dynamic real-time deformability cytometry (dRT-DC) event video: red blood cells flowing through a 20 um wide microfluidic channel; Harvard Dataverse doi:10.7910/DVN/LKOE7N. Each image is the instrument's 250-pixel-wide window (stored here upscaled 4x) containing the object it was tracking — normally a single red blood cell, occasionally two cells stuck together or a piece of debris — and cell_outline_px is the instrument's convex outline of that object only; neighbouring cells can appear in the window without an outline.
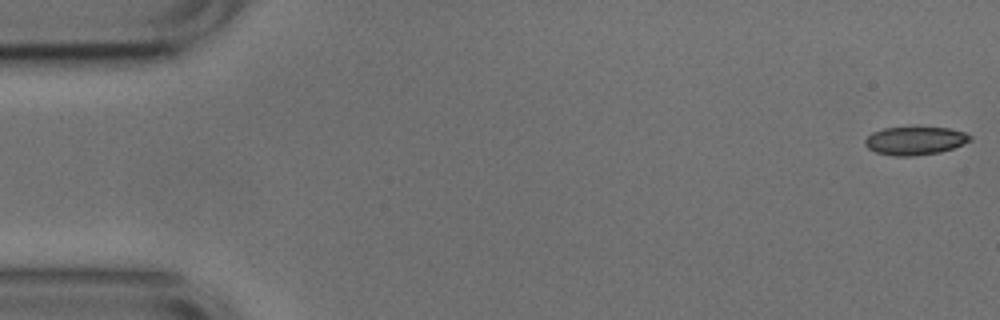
{"species": "common noctule bat (a hibernating species)", "species_latin": "Nyctalus noctula", "temperature_condition": "cold", "stored_images_in_passage": 31, "camera_frame_rate_fps": 3000, "um_per_image_px": 0.085, "animal": {"sex": "male", "body_mass_g": 17.9, "forearm_length_mm": 54.2}, "frame": {"image": 1, "passage_image": 1, "time_ms": 0.0, "image_size_px": [1000, 320], "cell_outline_px": [[972, 140], [964, 144], [940, 152], [912, 156], [892, 156], [876, 152], [868, 148], [864, 144], [864, 140], [872, 132], [884, 128], [948, 128], [964, 132], [972, 136]], "centroid_in_image_um": [77.77, 11.97], "position_along_channel_um": 7.2, "area_um2": 17.17}}
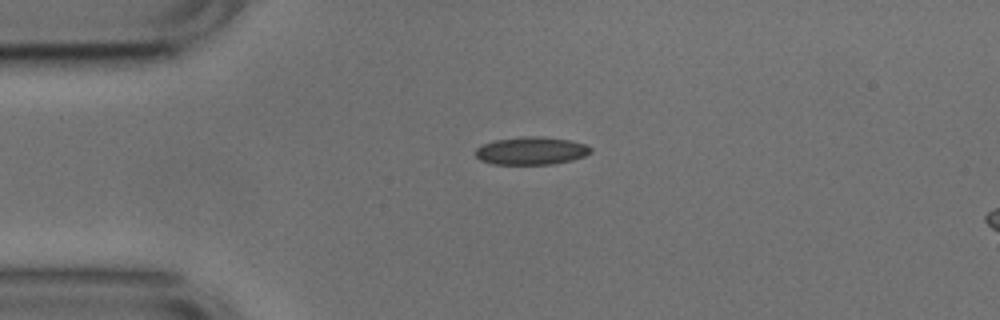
{"frame": {"image": 2, "passage_image": 12, "time_ms": 3.667, "image_size_px": [1000, 320], "cell_outline_px": [[592, 152], [584, 156], [572, 160], [552, 164], [492, 164], [480, 160], [476, 156], [476, 148], [484, 144], [496, 140], [524, 136], [544, 136], [572, 140], [584, 144], [592, 148]], "centroid_in_image_um": [45.18, 12.81], "position_along_channel_um": 39.8, "area_um2": 18.73}}
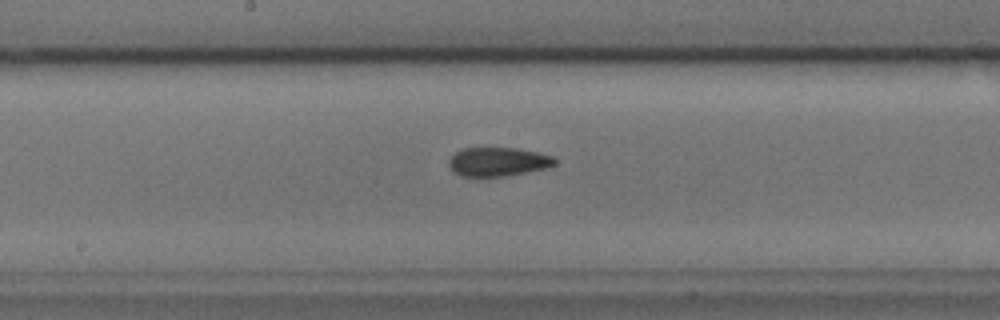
{"frame": {"image": 3, "passage_image": 27, "time_ms": 8.667, "image_size_px": [1000, 320], "cell_outline_px": [[556, 164], [548, 168], [504, 176], [464, 176], [456, 172], [448, 164], [448, 160], [456, 152], [464, 148], [520, 148], [540, 152], [552, 156], [556, 160]], "centroid_in_image_um": [42.39, 13.73], "position_along_channel_um": 205.8, "area_um2": 17.74}}